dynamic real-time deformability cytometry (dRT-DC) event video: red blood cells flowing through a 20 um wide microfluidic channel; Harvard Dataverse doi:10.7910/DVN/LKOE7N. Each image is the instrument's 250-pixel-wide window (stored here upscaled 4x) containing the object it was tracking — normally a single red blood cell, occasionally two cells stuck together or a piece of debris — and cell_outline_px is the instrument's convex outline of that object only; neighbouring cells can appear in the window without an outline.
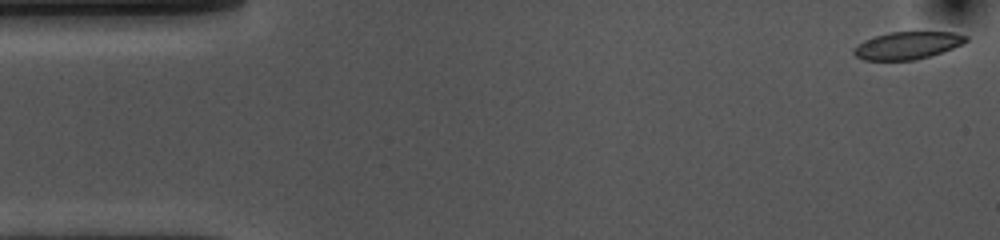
{"species": "common noctule bat (a hibernating species)", "species_latin": "Nyctalus noctula", "temperature_condition": "cold", "stored_images_in_passage": 54, "camera_frame_rate_fps": 3000, "um_per_image_px": 0.085, "animal": {"sex": "female", "body_mass_g": 10.0, "forearm_length_mm": 53.1}, "frame": {"image": 1, "passage_image": 1, "time_ms": 0.0, "image_size_px": [1000, 240], "cell_outline_px": [[968, 40], [952, 48], [916, 60], [864, 60], [856, 56], [852, 52], [852, 48], [864, 40], [888, 32], [952, 32], [968, 36]], "centroid_in_image_um": [77.08, 3.86], "position_along_channel_um": 7.9, "area_um2": 17.8}}
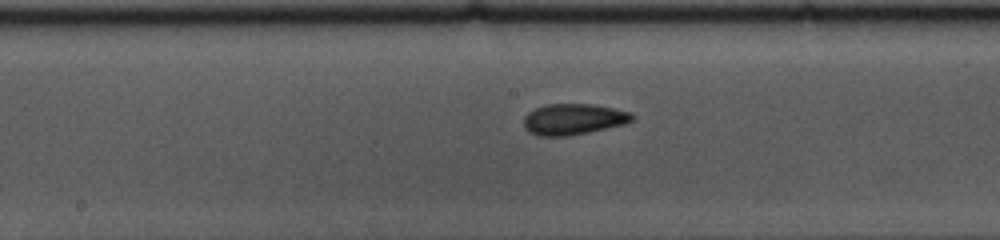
{"frame": {"image": 2, "passage_image": 26, "time_ms": 8.333, "image_size_px": [1000, 240], "cell_outline_px": [[636, 116], [632, 120], [624, 124], [588, 132], [568, 136], [536, 136], [528, 132], [524, 128], [524, 116], [528, 112], [536, 108], [548, 104], [592, 104], [632, 112]], "centroid_in_image_um": [48.72, 10.14], "position_along_channel_um": 199.5, "area_um2": 19.65}}
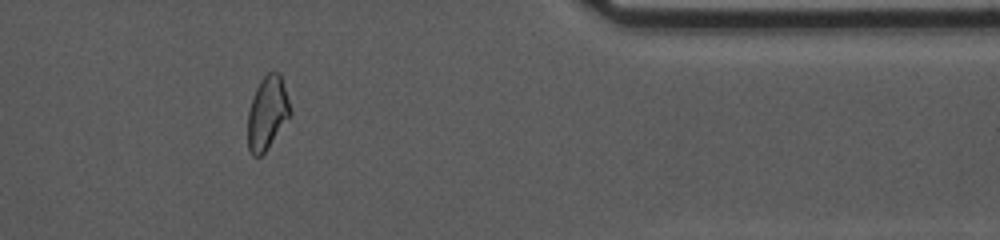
{"frame": {"image": 3, "passage_image": 44, "time_ms": 14.333, "image_size_px": [1000, 240], "cell_outline_px": [[292, 112], [268, 148], [260, 156], [252, 156], [248, 148], [248, 112], [252, 96], [260, 80], [268, 72], [280, 72]], "centroid_in_image_um": [22.71, 9.59], "position_along_channel_um": 388.7, "area_um2": 18.03}, "authors_computed_cell_mechanics": {"area_um2": 19.3052, "velocity_mm_per_s": 3.6152, "shape_relaxation_time_tau1_ms": 7.4859, "shape_relaxation_time_tau2_ms": 2.4039, "deformation_change_tau1": 0.1367, "deformation_change_tau2": 0.0723}}